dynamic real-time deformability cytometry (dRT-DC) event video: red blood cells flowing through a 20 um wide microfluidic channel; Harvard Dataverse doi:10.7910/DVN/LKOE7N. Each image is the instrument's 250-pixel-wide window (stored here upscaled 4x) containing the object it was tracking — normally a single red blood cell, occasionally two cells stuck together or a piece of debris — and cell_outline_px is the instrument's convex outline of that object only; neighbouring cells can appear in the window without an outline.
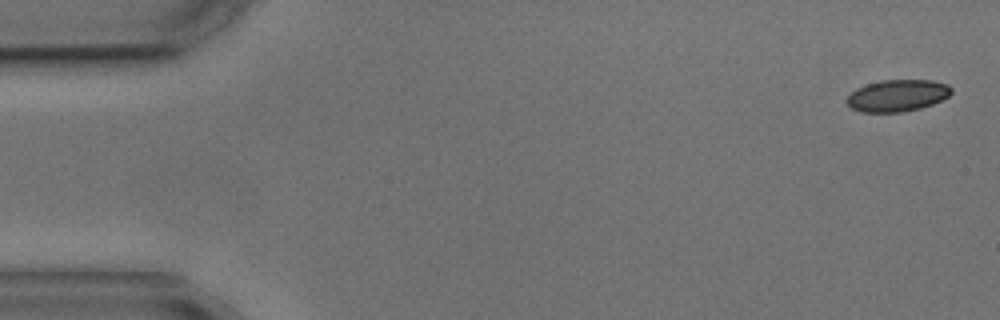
{"species": "common noctule bat (a hibernating species)", "species_latin": "Nyctalus noctula", "temperature_condition": "cold", "stored_images_in_passage": 4, "camera_frame_rate_fps": 3000, "um_per_image_px": 0.085, "animal": {"sex": "male", "body_mass_g": 17.9, "forearm_length_mm": 54.2}, "frame": {"image": 1, "passage_image": 1, "time_ms": 0.0, "image_size_px": [1000, 320], "cell_outline_px": [[952, 92], [948, 96], [932, 104], [920, 108], [904, 112], [860, 112], [852, 108], [844, 100], [856, 88], [880, 80], [932, 80], [948, 84], [952, 88]], "centroid_in_image_um": [76.27, 8.12], "position_along_channel_um": 8.7, "area_um2": 19.42}}